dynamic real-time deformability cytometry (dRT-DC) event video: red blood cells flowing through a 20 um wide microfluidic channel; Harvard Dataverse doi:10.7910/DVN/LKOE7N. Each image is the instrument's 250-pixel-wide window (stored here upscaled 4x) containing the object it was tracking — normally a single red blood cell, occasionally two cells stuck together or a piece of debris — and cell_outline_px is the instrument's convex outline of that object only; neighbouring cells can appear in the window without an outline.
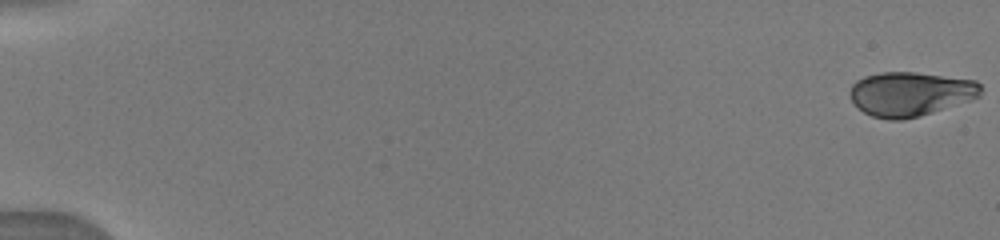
{"species": "human", "species_latin": "Homo sapiens", "temperature_condition": "warm", "stored_images_in_passage": 8, "camera_frame_rate_fps": 3000, "um_per_image_px": 0.085, "donor": {"sex": "male"}, "frame": {"image": 1, "passage_image": 1, "time_ms": 0.0, "image_size_px": [1000, 240], "cell_outline_px": [[980, 96], [920, 116], [904, 120], [888, 120], [872, 116], [864, 112], [852, 100], [848, 92], [852, 84], [856, 80], [864, 76], [880, 72], [916, 72], [976, 80], [980, 84]], "centroid_in_image_um": [77.34, 7.97], "position_along_channel_um": 7.7, "area_um2": 33.64}}
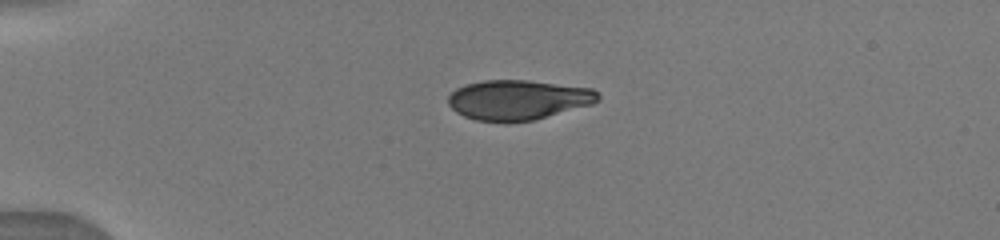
{"frame": {"image": 2, "passage_image": 6, "time_ms": 4.333, "image_size_px": [1000, 240], "cell_outline_px": [[600, 100], [592, 104], [536, 120], [508, 124], [504, 124], [476, 120], [464, 116], [456, 112], [448, 104], [448, 96], [456, 88], [464, 84], [484, 80], [528, 80], [592, 88], [600, 96]], "centroid_in_image_um": [44.02, 8.51], "position_along_channel_um": 41.0, "area_um2": 35.49}}